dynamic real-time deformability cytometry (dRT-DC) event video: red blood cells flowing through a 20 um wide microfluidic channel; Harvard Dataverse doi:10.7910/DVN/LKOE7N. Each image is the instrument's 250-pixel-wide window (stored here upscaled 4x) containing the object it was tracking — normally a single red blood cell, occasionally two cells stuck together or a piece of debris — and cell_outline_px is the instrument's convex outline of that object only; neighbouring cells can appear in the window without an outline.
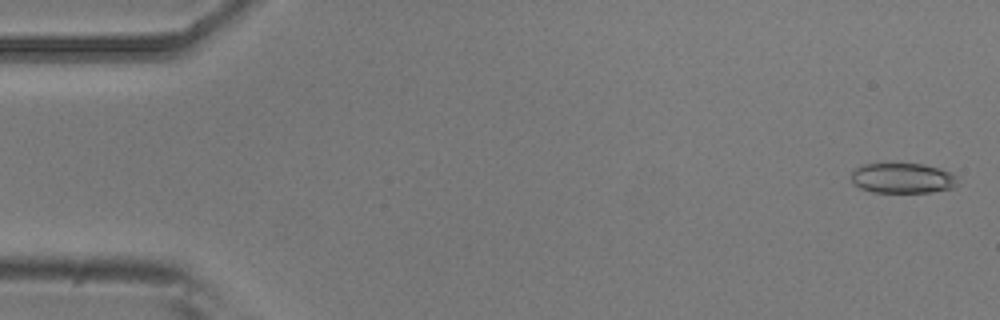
{"species": "common noctule bat (a hibernating species)", "species_latin": "Nyctalus noctula", "temperature_condition": "room temperature", "stored_images_in_passage": 52, "camera_frame_rate_fps": 3000, "um_per_image_px": 0.085, "animal": {"sex": "male", "body_mass_g": 20.5, "forearm_length_mm": 52.5}, "frame": {"image": 1, "passage_image": 2, "time_ms": 0.333, "image_size_px": [1000, 320], "cell_outline_px": [[960, 184], [956, 188], [928, 192], [872, 192], [860, 188], [852, 184], [852, 172], [856, 168], [864, 164], [924, 164], [948, 172], [956, 176]], "centroid_in_image_um": [76.73, 15.16], "position_along_channel_um": 8.3, "area_um2": 18.73}}
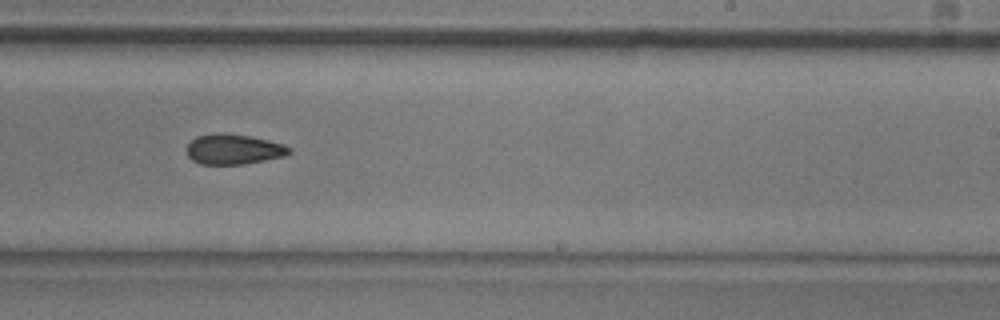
{"frame": {"image": 2, "passage_image": 32, "time_ms": 10.333, "image_size_px": [1000, 320], "cell_outline_px": [[292, 152], [284, 156], [244, 164], [200, 164], [192, 160], [188, 156], [188, 144], [196, 136], [252, 136], [284, 144], [292, 148]], "centroid_in_image_um": [19.92, 12.73], "position_along_channel_um": 269.1, "area_um2": 17.28}}
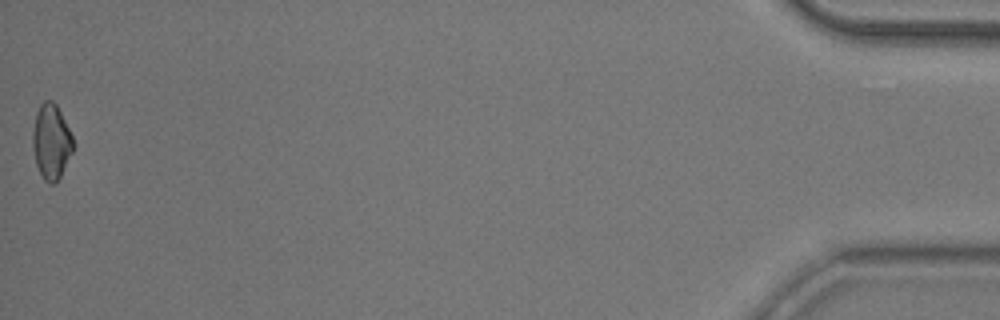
{"frame": {"image": 3, "passage_image": 52, "time_ms": 17.0, "image_size_px": [1000, 320], "cell_outline_px": [[72, 152], [60, 176], [52, 184], [48, 184], [44, 180], [36, 164], [32, 148], [32, 132], [36, 112], [40, 104], [44, 100], [52, 100], [56, 104], [72, 136]], "centroid_in_image_um": [4.32, 12.02], "position_along_channel_um": 430.9, "area_um2": 17.46}, "authors_computed_cell_mechanics": {"area_um2": 18.496, "velocity_mm_per_s": 3.9114, "shape_relaxation_time_tau1_ms": 5.7391, "shape_relaxation_time_tau2_ms": 4.4521, "deformation_change_tau1": 0.1334, "deformation_change_tau2": 0.1077}}